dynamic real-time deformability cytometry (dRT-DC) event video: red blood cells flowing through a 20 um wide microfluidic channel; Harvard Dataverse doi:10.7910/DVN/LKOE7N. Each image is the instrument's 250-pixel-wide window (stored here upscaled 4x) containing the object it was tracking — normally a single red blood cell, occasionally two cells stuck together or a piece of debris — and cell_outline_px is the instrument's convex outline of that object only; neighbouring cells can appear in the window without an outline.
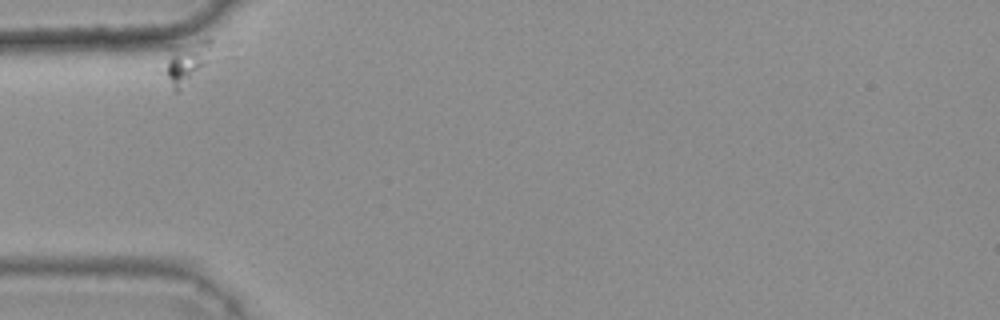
{"species": "common noctule bat (a hibernating species)", "species_latin": "Nyctalus noctula", "temperature_condition": "warm", "stored_images_in_passage": 35, "camera_frame_rate_fps": 3000, "um_per_image_px": 0.085, "animal": {"sex": "female", "body_mass_g": 25.1}, "frame": {"image": 1, "passage_image": 1, "time_ms": 0.0, "image_size_px": [1000, 320], "cell_outline_px": [[212, 40], [208, 64], [176, 92], [172, 88], [164, 72], [168, 44], [200, 40]], "centroid_in_image_um": [15.81, 5.21], "position_along_channel_um": 69.2, "area_um2": 11.91}}
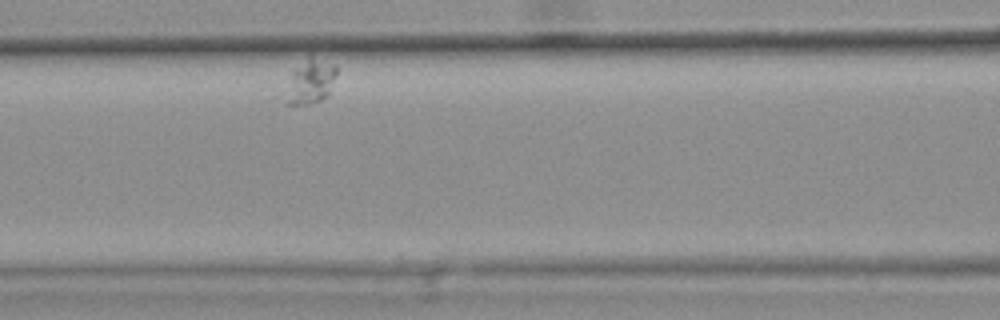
{"frame": {"image": 2, "passage_image": 10, "time_ms": 3.0, "image_size_px": [1000, 320], "cell_outline_px": [[340, 68], [328, 96], [320, 100], [308, 104], [288, 104], [288, 100], [292, 72], [296, 68], [308, 60], [312, 60], [336, 64]], "centroid_in_image_um": [26.52, 6.97], "position_along_channel_um": 140.1, "area_um2": 12.2}}
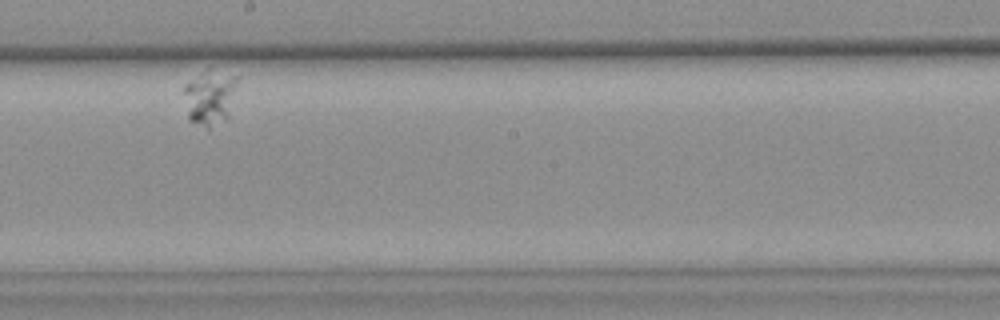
{"frame": {"image": 3, "passage_image": 20, "time_ms": 6.333, "image_size_px": [1000, 320], "cell_outline_px": [[240, 76], [228, 116], [208, 128], [188, 120], [184, 92], [184, 84], [208, 68]], "centroid_in_image_um": [17.85, 8.22], "position_along_channel_um": 230.3, "area_um2": 17.11}}